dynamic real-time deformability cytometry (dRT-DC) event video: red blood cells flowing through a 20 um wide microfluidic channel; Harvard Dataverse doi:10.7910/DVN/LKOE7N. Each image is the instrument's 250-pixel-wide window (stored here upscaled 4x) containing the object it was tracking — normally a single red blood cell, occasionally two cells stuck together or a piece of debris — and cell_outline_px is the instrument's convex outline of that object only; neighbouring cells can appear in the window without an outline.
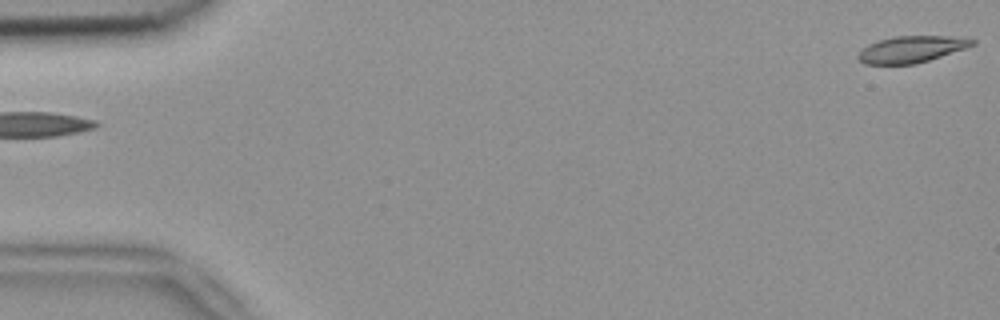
{"species": "common noctule bat (a hibernating species)", "species_latin": "Nyctalus noctula", "temperature_condition": "room temperature", "stored_images_in_passage": 6, "segment_of_instrument_passage": [2, 2], "camera_frame_rate_fps": 3000, "um_per_image_px": 0.085, "animal": {"sex": "female", "body_mass_g": 18.4}, "frame": {"image": 1, "passage_image": 6, "time_ms": 1.667, "image_size_px": [1000, 320], "cell_outline_px": [[976, 44], [916, 64], [864, 64], [856, 56], [868, 44], [880, 40], [896, 36], [964, 36], [976, 40]], "centroid_in_image_um": [77.5, 4.17], "position_along_channel_um": 7.5, "area_um2": 17.57}}